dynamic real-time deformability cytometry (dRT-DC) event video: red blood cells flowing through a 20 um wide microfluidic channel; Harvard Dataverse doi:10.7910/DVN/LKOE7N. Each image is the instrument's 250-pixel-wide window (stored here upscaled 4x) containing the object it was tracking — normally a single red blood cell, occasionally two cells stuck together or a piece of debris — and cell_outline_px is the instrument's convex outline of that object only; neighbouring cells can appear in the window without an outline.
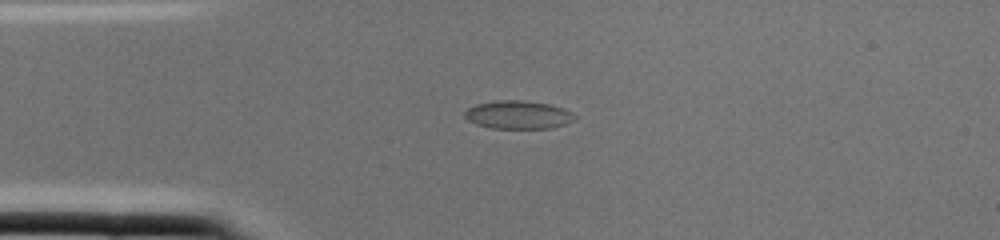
{"species": "common noctule bat (a hibernating species)", "species_latin": "Nyctalus noctula", "temperature_condition": "cold", "stored_images_in_passage": 1, "camera_frame_rate_fps": 3000, "um_per_image_px": 0.085, "animal": {"sex": "female", "body_mass_g": 22.0, "forearm_length_mm": 56.7}, "frame": {"image": 1, "passage_image": 1, "time_ms": 0.0, "image_size_px": [1000, 240], "cell_outline_px": [[576, 120], [552, 128], [488, 128], [476, 124], [468, 120], [464, 116], [464, 112], [468, 108], [476, 104], [500, 100], [520, 100], [552, 104], [564, 108], [572, 112], [576, 116]], "centroid_in_image_um": [44.07, 9.75], "position_along_channel_um": 40.9, "area_um2": 18.21}}